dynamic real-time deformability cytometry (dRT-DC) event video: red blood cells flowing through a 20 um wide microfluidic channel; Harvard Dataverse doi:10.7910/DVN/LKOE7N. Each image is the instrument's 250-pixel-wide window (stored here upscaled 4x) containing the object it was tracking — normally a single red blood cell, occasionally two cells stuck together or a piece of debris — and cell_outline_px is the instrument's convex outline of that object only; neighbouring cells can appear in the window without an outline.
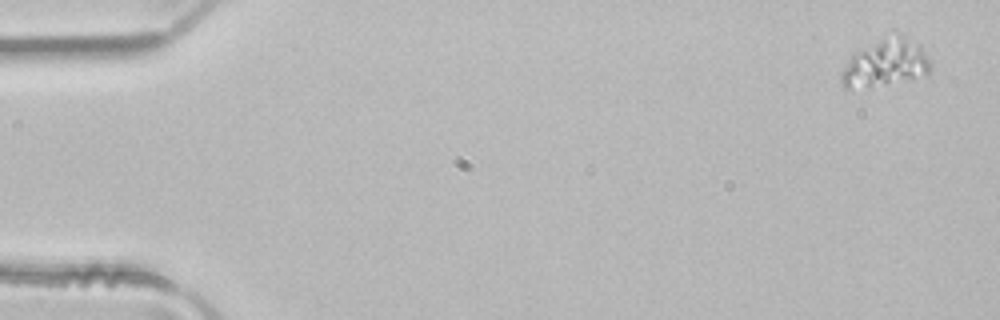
{"species": "common noctule bat (a hibernating species)", "species_latin": "Nyctalus noctula", "temperature_condition": "room temperature", "stored_images_in_passage": 4, "camera_frame_rate_fps": 3000, "um_per_image_px": 0.085, "animal": {"sex": "male", "body_mass_g": 21.5, "forearm_length_mm": 52.0}, "frame": {"image": 1, "passage_image": 1, "time_ms": 0.0, "image_size_px": [1000, 320], "cell_outline_px": [[932, 64], [928, 76], [848, 88], [844, 88], [840, 84], [840, 72], [852, 52], [892, 28], [900, 32], [920, 44]], "centroid_in_image_um": [75.27, 5.22], "position_along_channel_um": 9.7, "area_um2": 25.61}}
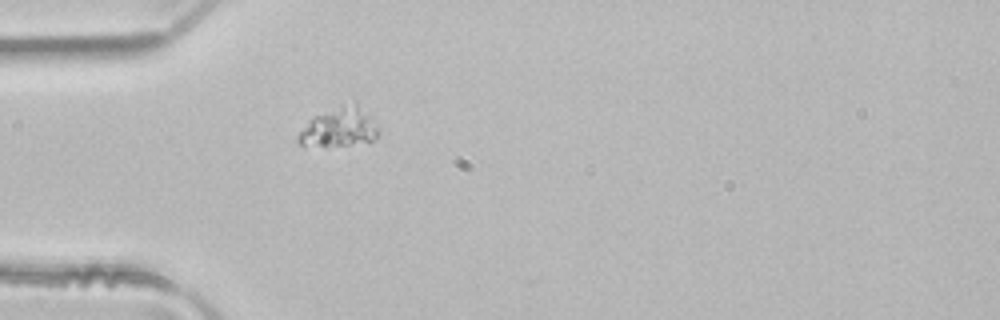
{"frame": {"image": 2, "passage_image": 4, "time_ms": 1.0, "image_size_px": [1000, 320], "cell_outline_px": [[376, 136], [372, 140], [348, 144], [304, 148], [296, 140], [296, 136], [312, 116], [344, 104], [356, 100], [372, 116], [376, 128]], "centroid_in_image_um": [28.76, 10.8], "position_along_channel_um": 56.2, "area_um2": 18.5}}